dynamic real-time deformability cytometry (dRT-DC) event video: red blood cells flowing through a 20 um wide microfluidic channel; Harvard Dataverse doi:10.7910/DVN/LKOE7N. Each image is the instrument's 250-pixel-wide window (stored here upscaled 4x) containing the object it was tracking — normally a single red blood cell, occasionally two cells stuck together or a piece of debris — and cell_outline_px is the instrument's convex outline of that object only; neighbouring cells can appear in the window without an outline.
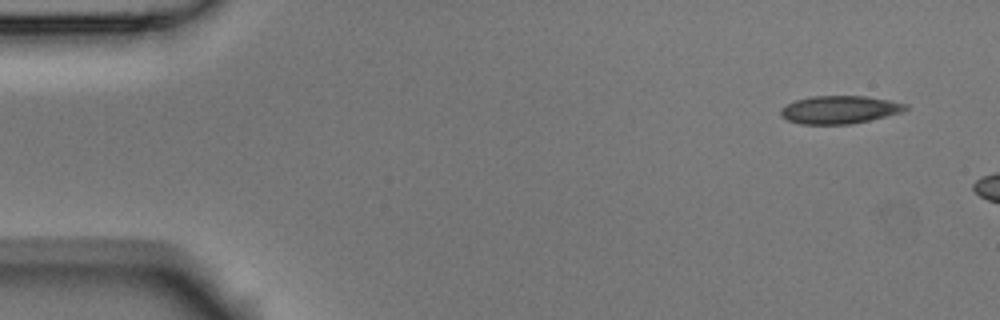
{"species": "Egyptian fruit bat (a non-hibernating species)", "species_latin": "Rousettus aegyptiacus", "temperature_condition": "room temperature", "stored_images_in_passage": 2, "camera_frame_rate_fps": 3000, "um_per_image_px": 0.085, "animal": {"sex": "male"}, "frame": {"image": 1, "passage_image": 1, "time_ms": 0.0, "image_size_px": [1000, 320], "cell_outline_px": [[908, 108], [900, 112], [868, 120], [848, 124], [800, 124], [788, 120], [780, 116], [780, 108], [796, 100], [812, 96], [864, 96], [888, 100], [908, 104]], "centroid_in_image_um": [71.32, 9.32], "position_along_channel_um": 13.7, "area_um2": 20.06}}